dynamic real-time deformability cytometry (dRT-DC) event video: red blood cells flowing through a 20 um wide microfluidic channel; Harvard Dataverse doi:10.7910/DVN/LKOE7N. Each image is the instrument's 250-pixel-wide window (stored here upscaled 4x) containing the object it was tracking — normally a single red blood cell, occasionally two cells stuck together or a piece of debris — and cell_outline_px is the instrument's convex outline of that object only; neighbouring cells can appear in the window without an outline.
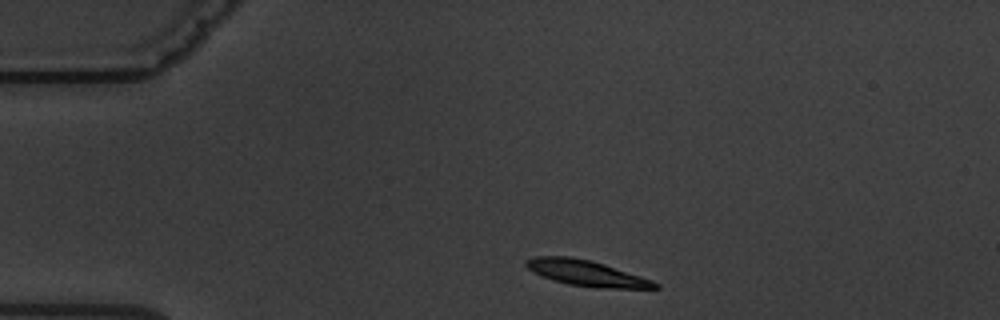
{"species": "common noctule bat (a hibernating species)", "species_latin": "Nyctalus noctula", "temperature_condition": "warm", "stored_images_in_passage": 12, "camera_frame_rate_fps": 3000, "um_per_image_px": 0.085, "animal": {"sex": "male", "body_mass_g": 19.5, "forearm_length_mm": 54.6}, "frame": {"image": 1, "passage_image": 1, "time_ms": 0.0, "image_size_px": [1000, 320], "cell_outline_px": [[660, 288], [596, 288], [568, 284], [552, 280], [528, 268], [524, 264], [524, 260], [536, 256], [568, 256], [592, 260], [652, 280], [660, 284]], "centroid_in_image_um": [49.85, 23.21], "position_along_channel_um": 35.2, "area_um2": 19.19}}
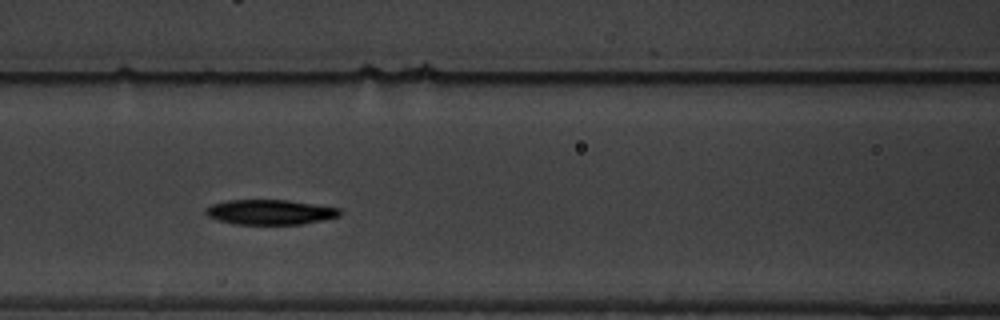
{"frame": {"image": 2, "passage_image": 4, "time_ms": 4.333, "image_size_px": [1000, 320], "cell_outline_px": [[340, 216], [324, 220], [304, 224], [236, 224], [220, 220], [208, 216], [204, 212], [204, 208], [212, 204], [228, 200], [288, 200], [340, 208]], "centroid_in_image_um": [22.96, 18.03], "position_along_channel_um": 143.6, "area_um2": 19.48}}
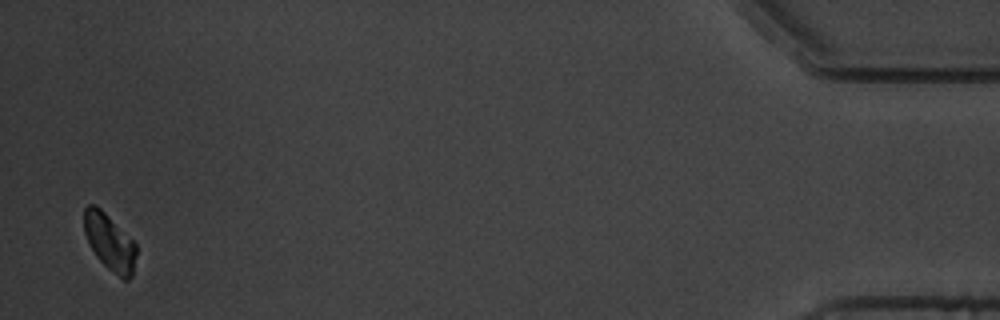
{"frame": {"image": 3, "passage_image": 12, "time_ms": 14.667, "image_size_px": [1000, 320], "cell_outline_px": [[136, 252], [132, 276], [128, 280], [124, 280], [108, 268], [96, 256], [84, 232], [84, 208], [88, 204], [96, 204], [136, 244]], "centroid_in_image_um": [9.31, 20.57], "position_along_channel_um": 425.9, "area_um2": 16.82}, "authors_computed_cell_mechanics": {"area_um2": 19.652, "velocity_mm_per_s": 3.531, "shape_relaxation_time_tau1_ms": 2.4048, "shape_relaxation_time_tau2_ms": null, "deformation_change_tau1": 0.0907, "deformation_change_tau2": null}}